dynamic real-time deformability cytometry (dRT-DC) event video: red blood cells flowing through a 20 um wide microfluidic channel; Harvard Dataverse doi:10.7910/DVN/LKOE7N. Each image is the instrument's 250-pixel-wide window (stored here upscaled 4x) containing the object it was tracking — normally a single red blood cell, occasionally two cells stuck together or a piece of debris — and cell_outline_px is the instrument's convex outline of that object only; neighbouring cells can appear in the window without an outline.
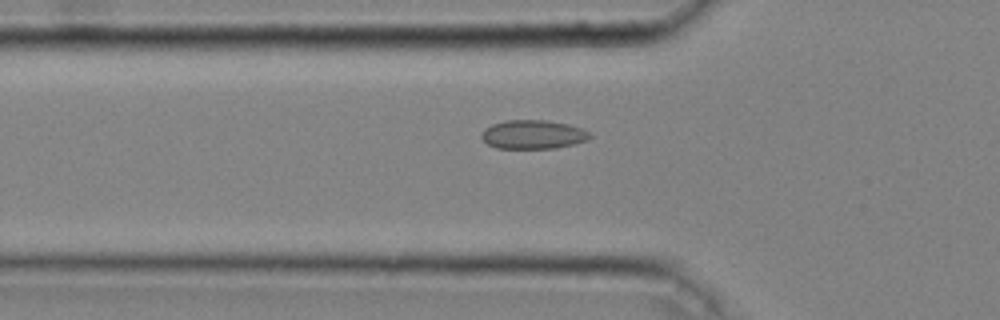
{"species": "common noctule bat (a hibernating species)", "species_latin": "Nyctalus noctula", "temperature_condition": "cold", "stored_images_in_passage": 36, "camera_frame_rate_fps": 3000, "um_per_image_px": 0.085, "animal": {"sex": "male", "body_mass_g": 20.4}, "frame": {"image": 1, "passage_image": 9, "time_ms": 2.667, "image_size_px": [1000, 320], "cell_outline_px": [[592, 136], [588, 140], [556, 148], [496, 148], [488, 144], [480, 136], [480, 132], [484, 128], [492, 124], [504, 120], [544, 120], [568, 124], [580, 128], [588, 132]], "centroid_in_image_um": [45.27, 11.43], "position_along_channel_um": 80.5, "area_um2": 18.21}}
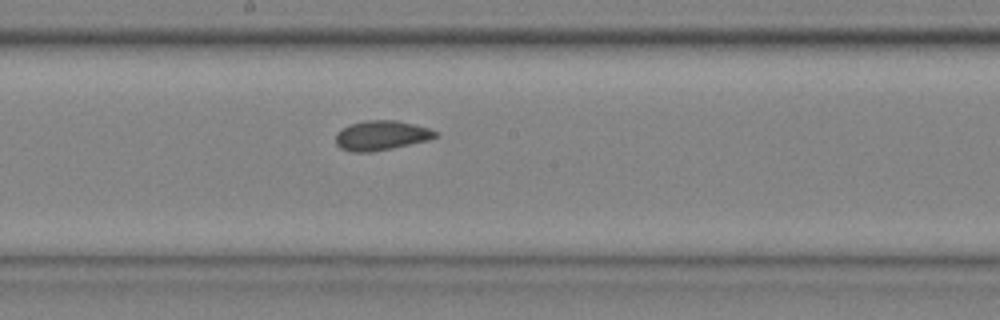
{"frame": {"image": 2, "passage_image": 19, "time_ms": 6.0, "image_size_px": [1000, 320], "cell_outline_px": [[440, 136], [428, 140], [392, 148], [372, 152], [352, 152], [340, 148], [336, 144], [336, 132], [348, 124], [364, 120], [396, 120], [428, 128], [440, 132]], "centroid_in_image_um": [32.4, 11.51], "position_along_channel_um": 215.8, "area_um2": 17.4}}
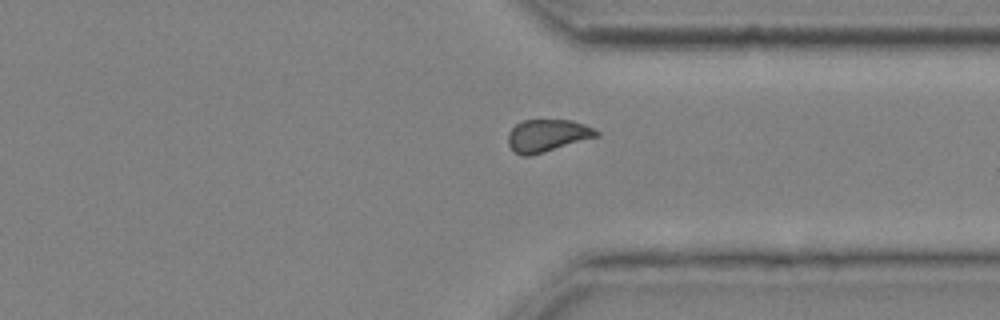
{"frame": {"image": 3, "passage_image": 30, "time_ms": 9.667, "image_size_px": [1000, 320], "cell_outline_px": [[600, 136], [544, 152], [528, 156], [520, 156], [508, 144], [508, 132], [516, 124], [524, 120], [572, 120], [584, 124], [600, 132]], "centroid_in_image_um": [46.53, 11.52], "position_along_channel_um": 364.9, "area_um2": 16.65}, "authors_computed_cell_mechanics": {"area_um2": 17.2533, "velocity_mm_per_s": 4.0533, "shape_relaxation_time_tau1_ms": null, "shape_relaxation_time_tau2_ms": 1.4045, "deformation_change_tau1": null, "deformation_change_tau2": 0.0414}}